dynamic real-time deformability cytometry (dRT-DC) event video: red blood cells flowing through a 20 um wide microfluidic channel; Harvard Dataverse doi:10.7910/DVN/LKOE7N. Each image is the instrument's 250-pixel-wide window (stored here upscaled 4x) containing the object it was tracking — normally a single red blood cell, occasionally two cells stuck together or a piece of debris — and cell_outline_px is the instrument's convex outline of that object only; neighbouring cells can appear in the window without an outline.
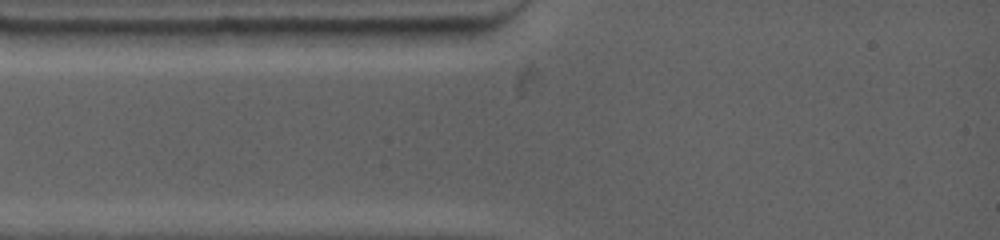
{"species": "common noctule bat (a hibernating species)", "species_latin": "Nyctalus noctula", "temperature_condition": "warm", "stored_images_in_passage": 2, "camera_frame_rate_fps": 4500, "um_per_image_px": 0.085, "animal": {"sex": "female", "body_mass_g": 19.0, "forearm_length_mm": 53.3}, "frame": {"image": 1, "passage_image": 1, "time_ms": 0.0, "image_size_px": [1000, 240], "cell_outline_px": [[476, 32], [468, 44], [348, 48], [340, 32], [340, 28], [472, 28]], "centroid_in_image_um": [34.45, 3.13], "position_along_channel_um": 50.6, "area_um2": 16.82}}